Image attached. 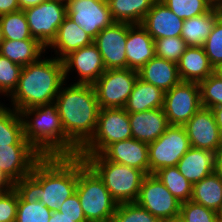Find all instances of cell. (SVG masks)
Instances as JSON below:
<instances>
[{
  "mask_svg": "<svg viewBox=\"0 0 222 222\" xmlns=\"http://www.w3.org/2000/svg\"><path fill=\"white\" fill-rule=\"evenodd\" d=\"M78 180L77 156L42 157L31 174L16 181L13 188L27 203L41 201L57 212L63 202L76 192Z\"/></svg>",
  "mask_w": 222,
  "mask_h": 222,
  "instance_id": "1",
  "label": "cell"
},
{
  "mask_svg": "<svg viewBox=\"0 0 222 222\" xmlns=\"http://www.w3.org/2000/svg\"><path fill=\"white\" fill-rule=\"evenodd\" d=\"M54 103L66 136L81 149L97 127L100 107L93 85L65 82Z\"/></svg>",
  "mask_w": 222,
  "mask_h": 222,
  "instance_id": "2",
  "label": "cell"
},
{
  "mask_svg": "<svg viewBox=\"0 0 222 222\" xmlns=\"http://www.w3.org/2000/svg\"><path fill=\"white\" fill-rule=\"evenodd\" d=\"M64 83L63 61L44 54L22 68L18 86L6 100L18 112L53 103Z\"/></svg>",
  "mask_w": 222,
  "mask_h": 222,
  "instance_id": "3",
  "label": "cell"
},
{
  "mask_svg": "<svg viewBox=\"0 0 222 222\" xmlns=\"http://www.w3.org/2000/svg\"><path fill=\"white\" fill-rule=\"evenodd\" d=\"M19 113L24 137L43 157L78 155L80 149L66 136L54 102Z\"/></svg>",
  "mask_w": 222,
  "mask_h": 222,
  "instance_id": "4",
  "label": "cell"
},
{
  "mask_svg": "<svg viewBox=\"0 0 222 222\" xmlns=\"http://www.w3.org/2000/svg\"><path fill=\"white\" fill-rule=\"evenodd\" d=\"M76 193L87 222L113 221L118 203L98 174L80 156Z\"/></svg>",
  "mask_w": 222,
  "mask_h": 222,
  "instance_id": "5",
  "label": "cell"
},
{
  "mask_svg": "<svg viewBox=\"0 0 222 222\" xmlns=\"http://www.w3.org/2000/svg\"><path fill=\"white\" fill-rule=\"evenodd\" d=\"M98 174L117 203L135 202L146 174L140 169L108 161L102 154H78Z\"/></svg>",
  "mask_w": 222,
  "mask_h": 222,
  "instance_id": "6",
  "label": "cell"
},
{
  "mask_svg": "<svg viewBox=\"0 0 222 222\" xmlns=\"http://www.w3.org/2000/svg\"><path fill=\"white\" fill-rule=\"evenodd\" d=\"M130 138L129 113L124 108H100L95 133L78 154H101L112 143Z\"/></svg>",
  "mask_w": 222,
  "mask_h": 222,
  "instance_id": "7",
  "label": "cell"
},
{
  "mask_svg": "<svg viewBox=\"0 0 222 222\" xmlns=\"http://www.w3.org/2000/svg\"><path fill=\"white\" fill-rule=\"evenodd\" d=\"M137 70L107 69L92 84L100 108H124L136 80Z\"/></svg>",
  "mask_w": 222,
  "mask_h": 222,
  "instance_id": "8",
  "label": "cell"
},
{
  "mask_svg": "<svg viewBox=\"0 0 222 222\" xmlns=\"http://www.w3.org/2000/svg\"><path fill=\"white\" fill-rule=\"evenodd\" d=\"M190 148L184 126L169 125L157 140L148 143L149 174L164 167L176 166Z\"/></svg>",
  "mask_w": 222,
  "mask_h": 222,
  "instance_id": "9",
  "label": "cell"
},
{
  "mask_svg": "<svg viewBox=\"0 0 222 222\" xmlns=\"http://www.w3.org/2000/svg\"><path fill=\"white\" fill-rule=\"evenodd\" d=\"M161 222L177 221L181 202L154 175H146L135 201Z\"/></svg>",
  "mask_w": 222,
  "mask_h": 222,
  "instance_id": "10",
  "label": "cell"
},
{
  "mask_svg": "<svg viewBox=\"0 0 222 222\" xmlns=\"http://www.w3.org/2000/svg\"><path fill=\"white\" fill-rule=\"evenodd\" d=\"M24 11L30 34L47 48L56 38L59 26L67 15L66 4L46 0Z\"/></svg>",
  "mask_w": 222,
  "mask_h": 222,
  "instance_id": "11",
  "label": "cell"
},
{
  "mask_svg": "<svg viewBox=\"0 0 222 222\" xmlns=\"http://www.w3.org/2000/svg\"><path fill=\"white\" fill-rule=\"evenodd\" d=\"M201 107L199 83L181 81L165 92L163 110L169 125L183 126Z\"/></svg>",
  "mask_w": 222,
  "mask_h": 222,
  "instance_id": "12",
  "label": "cell"
},
{
  "mask_svg": "<svg viewBox=\"0 0 222 222\" xmlns=\"http://www.w3.org/2000/svg\"><path fill=\"white\" fill-rule=\"evenodd\" d=\"M67 16L93 40L114 21L106 0H68Z\"/></svg>",
  "mask_w": 222,
  "mask_h": 222,
  "instance_id": "13",
  "label": "cell"
},
{
  "mask_svg": "<svg viewBox=\"0 0 222 222\" xmlns=\"http://www.w3.org/2000/svg\"><path fill=\"white\" fill-rule=\"evenodd\" d=\"M62 61L65 82L69 83L68 79L74 71L75 75L77 73L75 80L70 82L72 84L92 85L106 70L102 56L94 43L71 52Z\"/></svg>",
  "mask_w": 222,
  "mask_h": 222,
  "instance_id": "14",
  "label": "cell"
},
{
  "mask_svg": "<svg viewBox=\"0 0 222 222\" xmlns=\"http://www.w3.org/2000/svg\"><path fill=\"white\" fill-rule=\"evenodd\" d=\"M191 147L216 153L222 134L211 109L201 107L184 125Z\"/></svg>",
  "mask_w": 222,
  "mask_h": 222,
  "instance_id": "15",
  "label": "cell"
},
{
  "mask_svg": "<svg viewBox=\"0 0 222 222\" xmlns=\"http://www.w3.org/2000/svg\"><path fill=\"white\" fill-rule=\"evenodd\" d=\"M127 23L113 22L93 40L107 69L127 68Z\"/></svg>",
  "mask_w": 222,
  "mask_h": 222,
  "instance_id": "16",
  "label": "cell"
},
{
  "mask_svg": "<svg viewBox=\"0 0 222 222\" xmlns=\"http://www.w3.org/2000/svg\"><path fill=\"white\" fill-rule=\"evenodd\" d=\"M42 157L32 145L0 146V170L14 184L31 174Z\"/></svg>",
  "mask_w": 222,
  "mask_h": 222,
  "instance_id": "17",
  "label": "cell"
},
{
  "mask_svg": "<svg viewBox=\"0 0 222 222\" xmlns=\"http://www.w3.org/2000/svg\"><path fill=\"white\" fill-rule=\"evenodd\" d=\"M108 161L140 169L149 175L148 143L135 138L117 141L101 153Z\"/></svg>",
  "mask_w": 222,
  "mask_h": 222,
  "instance_id": "18",
  "label": "cell"
},
{
  "mask_svg": "<svg viewBox=\"0 0 222 222\" xmlns=\"http://www.w3.org/2000/svg\"><path fill=\"white\" fill-rule=\"evenodd\" d=\"M183 22L161 0H156L140 25L156 40L181 37Z\"/></svg>",
  "mask_w": 222,
  "mask_h": 222,
  "instance_id": "19",
  "label": "cell"
},
{
  "mask_svg": "<svg viewBox=\"0 0 222 222\" xmlns=\"http://www.w3.org/2000/svg\"><path fill=\"white\" fill-rule=\"evenodd\" d=\"M155 56L154 39L140 24L127 23V68L139 70Z\"/></svg>",
  "mask_w": 222,
  "mask_h": 222,
  "instance_id": "20",
  "label": "cell"
},
{
  "mask_svg": "<svg viewBox=\"0 0 222 222\" xmlns=\"http://www.w3.org/2000/svg\"><path fill=\"white\" fill-rule=\"evenodd\" d=\"M92 43L93 39L66 15L63 23L59 26L56 38L46 50L53 49L51 51L49 50L51 55L53 52V57L63 60L71 52L91 45Z\"/></svg>",
  "mask_w": 222,
  "mask_h": 222,
  "instance_id": "21",
  "label": "cell"
},
{
  "mask_svg": "<svg viewBox=\"0 0 222 222\" xmlns=\"http://www.w3.org/2000/svg\"><path fill=\"white\" fill-rule=\"evenodd\" d=\"M133 138L150 143L157 140L169 126L163 108L129 113Z\"/></svg>",
  "mask_w": 222,
  "mask_h": 222,
  "instance_id": "22",
  "label": "cell"
},
{
  "mask_svg": "<svg viewBox=\"0 0 222 222\" xmlns=\"http://www.w3.org/2000/svg\"><path fill=\"white\" fill-rule=\"evenodd\" d=\"M137 72L139 79L162 89L164 92L181 82L177 63L157 56H154Z\"/></svg>",
  "mask_w": 222,
  "mask_h": 222,
  "instance_id": "23",
  "label": "cell"
},
{
  "mask_svg": "<svg viewBox=\"0 0 222 222\" xmlns=\"http://www.w3.org/2000/svg\"><path fill=\"white\" fill-rule=\"evenodd\" d=\"M177 67L182 82L200 83L214 73V67L203 47H187Z\"/></svg>",
  "mask_w": 222,
  "mask_h": 222,
  "instance_id": "24",
  "label": "cell"
},
{
  "mask_svg": "<svg viewBox=\"0 0 222 222\" xmlns=\"http://www.w3.org/2000/svg\"><path fill=\"white\" fill-rule=\"evenodd\" d=\"M215 153L191 147L178 161L179 172L192 184L214 172Z\"/></svg>",
  "mask_w": 222,
  "mask_h": 222,
  "instance_id": "25",
  "label": "cell"
},
{
  "mask_svg": "<svg viewBox=\"0 0 222 222\" xmlns=\"http://www.w3.org/2000/svg\"><path fill=\"white\" fill-rule=\"evenodd\" d=\"M222 16V9L214 5L208 12L186 19L183 22L181 38L187 47H203L216 21Z\"/></svg>",
  "mask_w": 222,
  "mask_h": 222,
  "instance_id": "26",
  "label": "cell"
},
{
  "mask_svg": "<svg viewBox=\"0 0 222 222\" xmlns=\"http://www.w3.org/2000/svg\"><path fill=\"white\" fill-rule=\"evenodd\" d=\"M165 92L149 83L137 79L124 106L128 113L163 108Z\"/></svg>",
  "mask_w": 222,
  "mask_h": 222,
  "instance_id": "27",
  "label": "cell"
},
{
  "mask_svg": "<svg viewBox=\"0 0 222 222\" xmlns=\"http://www.w3.org/2000/svg\"><path fill=\"white\" fill-rule=\"evenodd\" d=\"M49 54L46 48L35 38L25 40H4L0 45V55L24 67L37 61L43 54Z\"/></svg>",
  "mask_w": 222,
  "mask_h": 222,
  "instance_id": "28",
  "label": "cell"
},
{
  "mask_svg": "<svg viewBox=\"0 0 222 222\" xmlns=\"http://www.w3.org/2000/svg\"><path fill=\"white\" fill-rule=\"evenodd\" d=\"M191 200L222 214V180L213 172L193 184Z\"/></svg>",
  "mask_w": 222,
  "mask_h": 222,
  "instance_id": "29",
  "label": "cell"
},
{
  "mask_svg": "<svg viewBox=\"0 0 222 222\" xmlns=\"http://www.w3.org/2000/svg\"><path fill=\"white\" fill-rule=\"evenodd\" d=\"M156 0H109L111 17L114 22L141 24Z\"/></svg>",
  "mask_w": 222,
  "mask_h": 222,
  "instance_id": "30",
  "label": "cell"
},
{
  "mask_svg": "<svg viewBox=\"0 0 222 222\" xmlns=\"http://www.w3.org/2000/svg\"><path fill=\"white\" fill-rule=\"evenodd\" d=\"M31 145L24 137L21 115L12 107H0V146Z\"/></svg>",
  "mask_w": 222,
  "mask_h": 222,
  "instance_id": "31",
  "label": "cell"
},
{
  "mask_svg": "<svg viewBox=\"0 0 222 222\" xmlns=\"http://www.w3.org/2000/svg\"><path fill=\"white\" fill-rule=\"evenodd\" d=\"M154 175L181 203L191 200L193 184L179 172L176 166L159 169Z\"/></svg>",
  "mask_w": 222,
  "mask_h": 222,
  "instance_id": "32",
  "label": "cell"
},
{
  "mask_svg": "<svg viewBox=\"0 0 222 222\" xmlns=\"http://www.w3.org/2000/svg\"><path fill=\"white\" fill-rule=\"evenodd\" d=\"M0 22L4 40L18 41L32 38L23 10L1 15Z\"/></svg>",
  "mask_w": 222,
  "mask_h": 222,
  "instance_id": "33",
  "label": "cell"
},
{
  "mask_svg": "<svg viewBox=\"0 0 222 222\" xmlns=\"http://www.w3.org/2000/svg\"><path fill=\"white\" fill-rule=\"evenodd\" d=\"M176 16L186 20L208 12L214 5L210 0H161Z\"/></svg>",
  "mask_w": 222,
  "mask_h": 222,
  "instance_id": "34",
  "label": "cell"
},
{
  "mask_svg": "<svg viewBox=\"0 0 222 222\" xmlns=\"http://www.w3.org/2000/svg\"><path fill=\"white\" fill-rule=\"evenodd\" d=\"M221 214L192 200L180 205V222H217Z\"/></svg>",
  "mask_w": 222,
  "mask_h": 222,
  "instance_id": "35",
  "label": "cell"
},
{
  "mask_svg": "<svg viewBox=\"0 0 222 222\" xmlns=\"http://www.w3.org/2000/svg\"><path fill=\"white\" fill-rule=\"evenodd\" d=\"M52 213L41 201L27 203L18 195L15 222H49Z\"/></svg>",
  "mask_w": 222,
  "mask_h": 222,
  "instance_id": "36",
  "label": "cell"
},
{
  "mask_svg": "<svg viewBox=\"0 0 222 222\" xmlns=\"http://www.w3.org/2000/svg\"><path fill=\"white\" fill-rule=\"evenodd\" d=\"M112 222H161L136 202L118 203Z\"/></svg>",
  "mask_w": 222,
  "mask_h": 222,
  "instance_id": "37",
  "label": "cell"
},
{
  "mask_svg": "<svg viewBox=\"0 0 222 222\" xmlns=\"http://www.w3.org/2000/svg\"><path fill=\"white\" fill-rule=\"evenodd\" d=\"M201 105L204 108L222 106V79L215 73L199 83Z\"/></svg>",
  "mask_w": 222,
  "mask_h": 222,
  "instance_id": "38",
  "label": "cell"
},
{
  "mask_svg": "<svg viewBox=\"0 0 222 222\" xmlns=\"http://www.w3.org/2000/svg\"><path fill=\"white\" fill-rule=\"evenodd\" d=\"M22 66L0 55V91L9 98L16 90Z\"/></svg>",
  "mask_w": 222,
  "mask_h": 222,
  "instance_id": "39",
  "label": "cell"
},
{
  "mask_svg": "<svg viewBox=\"0 0 222 222\" xmlns=\"http://www.w3.org/2000/svg\"><path fill=\"white\" fill-rule=\"evenodd\" d=\"M155 56L177 63L187 45L181 37H168L154 40Z\"/></svg>",
  "mask_w": 222,
  "mask_h": 222,
  "instance_id": "40",
  "label": "cell"
},
{
  "mask_svg": "<svg viewBox=\"0 0 222 222\" xmlns=\"http://www.w3.org/2000/svg\"><path fill=\"white\" fill-rule=\"evenodd\" d=\"M203 48L214 68L222 63V16L216 21L211 34L206 38Z\"/></svg>",
  "mask_w": 222,
  "mask_h": 222,
  "instance_id": "41",
  "label": "cell"
},
{
  "mask_svg": "<svg viewBox=\"0 0 222 222\" xmlns=\"http://www.w3.org/2000/svg\"><path fill=\"white\" fill-rule=\"evenodd\" d=\"M18 207V193L12 188L0 192V222H15Z\"/></svg>",
  "mask_w": 222,
  "mask_h": 222,
  "instance_id": "42",
  "label": "cell"
},
{
  "mask_svg": "<svg viewBox=\"0 0 222 222\" xmlns=\"http://www.w3.org/2000/svg\"><path fill=\"white\" fill-rule=\"evenodd\" d=\"M58 212L68 218H77V222H87L76 192L63 202Z\"/></svg>",
  "mask_w": 222,
  "mask_h": 222,
  "instance_id": "43",
  "label": "cell"
},
{
  "mask_svg": "<svg viewBox=\"0 0 222 222\" xmlns=\"http://www.w3.org/2000/svg\"><path fill=\"white\" fill-rule=\"evenodd\" d=\"M20 10L18 0H0V16Z\"/></svg>",
  "mask_w": 222,
  "mask_h": 222,
  "instance_id": "44",
  "label": "cell"
},
{
  "mask_svg": "<svg viewBox=\"0 0 222 222\" xmlns=\"http://www.w3.org/2000/svg\"><path fill=\"white\" fill-rule=\"evenodd\" d=\"M214 173L222 180V147L215 153Z\"/></svg>",
  "mask_w": 222,
  "mask_h": 222,
  "instance_id": "45",
  "label": "cell"
},
{
  "mask_svg": "<svg viewBox=\"0 0 222 222\" xmlns=\"http://www.w3.org/2000/svg\"><path fill=\"white\" fill-rule=\"evenodd\" d=\"M49 222H77V218H68L63 216V213L53 212Z\"/></svg>",
  "mask_w": 222,
  "mask_h": 222,
  "instance_id": "46",
  "label": "cell"
},
{
  "mask_svg": "<svg viewBox=\"0 0 222 222\" xmlns=\"http://www.w3.org/2000/svg\"><path fill=\"white\" fill-rule=\"evenodd\" d=\"M13 185L14 184L0 170V192L12 189Z\"/></svg>",
  "mask_w": 222,
  "mask_h": 222,
  "instance_id": "47",
  "label": "cell"
},
{
  "mask_svg": "<svg viewBox=\"0 0 222 222\" xmlns=\"http://www.w3.org/2000/svg\"><path fill=\"white\" fill-rule=\"evenodd\" d=\"M45 1L46 0H18V3H19V8L21 10H25L27 8L37 6Z\"/></svg>",
  "mask_w": 222,
  "mask_h": 222,
  "instance_id": "48",
  "label": "cell"
},
{
  "mask_svg": "<svg viewBox=\"0 0 222 222\" xmlns=\"http://www.w3.org/2000/svg\"><path fill=\"white\" fill-rule=\"evenodd\" d=\"M211 110L214 114L215 121L221 131V134H222V106H217V107L211 108Z\"/></svg>",
  "mask_w": 222,
  "mask_h": 222,
  "instance_id": "49",
  "label": "cell"
},
{
  "mask_svg": "<svg viewBox=\"0 0 222 222\" xmlns=\"http://www.w3.org/2000/svg\"><path fill=\"white\" fill-rule=\"evenodd\" d=\"M214 73L222 79V63L214 68Z\"/></svg>",
  "mask_w": 222,
  "mask_h": 222,
  "instance_id": "50",
  "label": "cell"
},
{
  "mask_svg": "<svg viewBox=\"0 0 222 222\" xmlns=\"http://www.w3.org/2000/svg\"><path fill=\"white\" fill-rule=\"evenodd\" d=\"M0 99L2 98V96H4L5 98L4 99H6L7 97L0 91ZM3 99V101H4V103L2 102V100H0L1 102H0V107H4V106H8L9 105V103L7 104H5V100Z\"/></svg>",
  "mask_w": 222,
  "mask_h": 222,
  "instance_id": "51",
  "label": "cell"
},
{
  "mask_svg": "<svg viewBox=\"0 0 222 222\" xmlns=\"http://www.w3.org/2000/svg\"><path fill=\"white\" fill-rule=\"evenodd\" d=\"M3 41H4V37H3L2 26H1V22H0V45Z\"/></svg>",
  "mask_w": 222,
  "mask_h": 222,
  "instance_id": "52",
  "label": "cell"
},
{
  "mask_svg": "<svg viewBox=\"0 0 222 222\" xmlns=\"http://www.w3.org/2000/svg\"><path fill=\"white\" fill-rule=\"evenodd\" d=\"M213 5L219 6L222 3V0H210Z\"/></svg>",
  "mask_w": 222,
  "mask_h": 222,
  "instance_id": "53",
  "label": "cell"
},
{
  "mask_svg": "<svg viewBox=\"0 0 222 222\" xmlns=\"http://www.w3.org/2000/svg\"><path fill=\"white\" fill-rule=\"evenodd\" d=\"M54 1H61V2L65 3V4L68 2V0H54Z\"/></svg>",
  "mask_w": 222,
  "mask_h": 222,
  "instance_id": "54",
  "label": "cell"
}]
</instances>
